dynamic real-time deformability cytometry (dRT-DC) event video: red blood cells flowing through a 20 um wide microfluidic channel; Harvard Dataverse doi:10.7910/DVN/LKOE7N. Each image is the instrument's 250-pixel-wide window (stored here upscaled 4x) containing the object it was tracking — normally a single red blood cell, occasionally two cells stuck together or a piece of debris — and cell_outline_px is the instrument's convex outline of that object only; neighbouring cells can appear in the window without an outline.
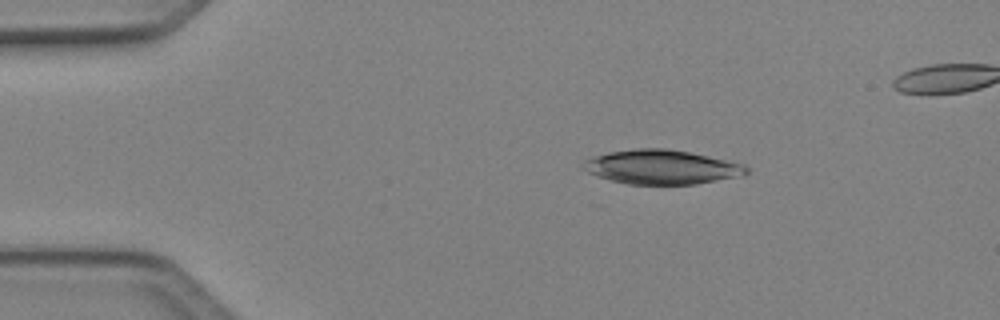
{"species": "Egyptian fruit bat (a non-hibernating species)", "species_latin": "Rousettus aegyptiacus", "temperature_condition": "cold", "stored_images_in_passage": 13, "camera_frame_rate_fps": 3000, "um_per_image_px": 0.085, "animal": {"sex": "female"}, "frame": {"image": 1, "passage_image": 9, "time_ms": 2.667, "image_size_px": [1000, 320], "cell_outline_px": [[748, 172], [744, 176], [696, 184], [628, 184], [596, 176], [580, 168], [580, 164], [584, 160], [592, 156], [608, 152], [632, 148], [668, 148], [688, 152], [744, 164], [748, 168]], "centroid_in_image_um": [56.19, 14.19], "position_along_channel_um": 28.8, "area_um2": 32.83}}